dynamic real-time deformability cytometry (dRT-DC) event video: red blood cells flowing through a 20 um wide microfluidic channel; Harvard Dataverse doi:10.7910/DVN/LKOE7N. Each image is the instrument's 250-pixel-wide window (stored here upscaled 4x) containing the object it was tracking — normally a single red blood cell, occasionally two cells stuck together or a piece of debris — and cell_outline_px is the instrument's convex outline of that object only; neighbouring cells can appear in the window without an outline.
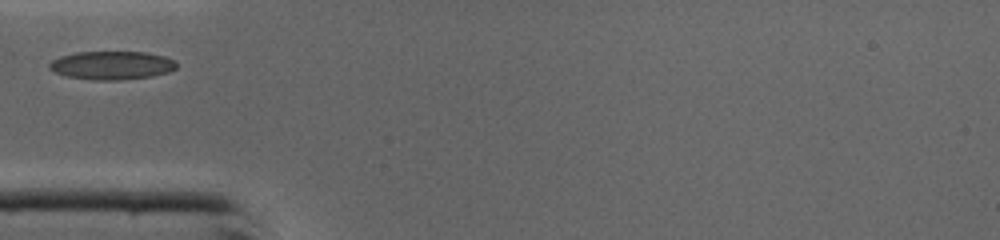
{"species": "common noctule bat (a hibernating species)", "species_latin": "Nyctalus noctula", "temperature_condition": "cold", "stored_images_in_passage": 19, "camera_frame_rate_fps": 3000, "um_per_image_px": 0.085, "animal": {"sex": "male", "body_mass_g": 19.0, "forearm_length_mm": 50.8}, "frame": {"image": 1, "passage_image": 1, "time_ms": 0.0, "image_size_px": [1000, 240], "cell_outline_px": [[176, 68], [168, 72], [152, 76], [120, 80], [92, 80], [68, 76], [56, 72], [48, 68], [48, 64], [52, 60], [60, 56], [76, 52], [144, 52], [164, 56], [176, 60]], "centroid_in_image_um": [9.5, 5.55], "position_along_channel_um": 75.5, "area_um2": 21.04}}